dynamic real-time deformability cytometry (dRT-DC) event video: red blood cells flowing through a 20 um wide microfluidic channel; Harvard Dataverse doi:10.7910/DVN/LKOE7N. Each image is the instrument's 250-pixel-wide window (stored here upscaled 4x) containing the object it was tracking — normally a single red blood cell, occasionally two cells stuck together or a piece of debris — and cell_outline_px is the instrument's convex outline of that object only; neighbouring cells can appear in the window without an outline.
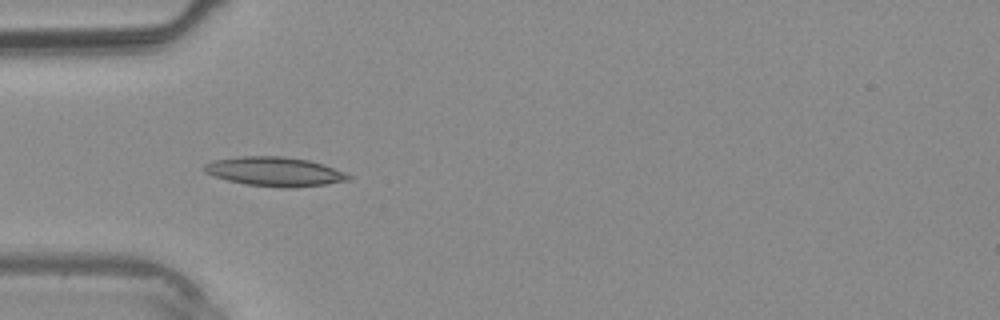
{"species": "common noctule bat (a hibernating species)", "species_latin": "Nyctalus noctula", "temperature_condition": "warm", "stored_images_in_passage": 37, "camera_frame_rate_fps": 3000, "um_per_image_px": 0.085, "animal": {"sex": "male", "body_mass_g": 20.4}, "frame": {"image": 1, "passage_image": 11, "time_ms": 3.333, "image_size_px": [1000, 320], "cell_outline_px": [[352, 176], [348, 180], [324, 184], [292, 188], [280, 188], [244, 184], [228, 180], [204, 172], [204, 164], [212, 160], [240, 156], [284, 156], [308, 160], [344, 172]], "centroid_in_image_um": [23.3, 14.58], "position_along_channel_um": 61.7, "area_um2": 24.39}}
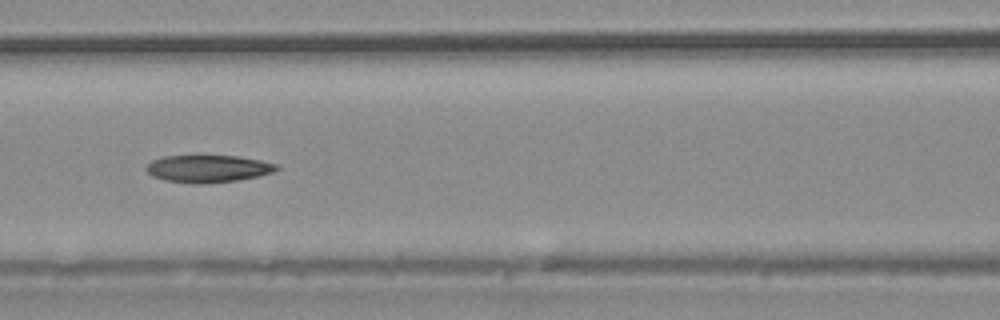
{"frame": {"image": 2, "passage_image": 16, "time_ms": 5.0, "image_size_px": [1000, 320], "cell_outline_px": [[280, 168], [272, 172], [256, 176], [236, 180], [204, 184], [192, 184], [164, 180], [152, 176], [144, 168], [152, 160], [164, 156], [236, 156], [260, 160], [276, 164]], "centroid_in_image_um": [17.64, 14.34], "position_along_channel_um": 149.0, "area_um2": 20.63}}